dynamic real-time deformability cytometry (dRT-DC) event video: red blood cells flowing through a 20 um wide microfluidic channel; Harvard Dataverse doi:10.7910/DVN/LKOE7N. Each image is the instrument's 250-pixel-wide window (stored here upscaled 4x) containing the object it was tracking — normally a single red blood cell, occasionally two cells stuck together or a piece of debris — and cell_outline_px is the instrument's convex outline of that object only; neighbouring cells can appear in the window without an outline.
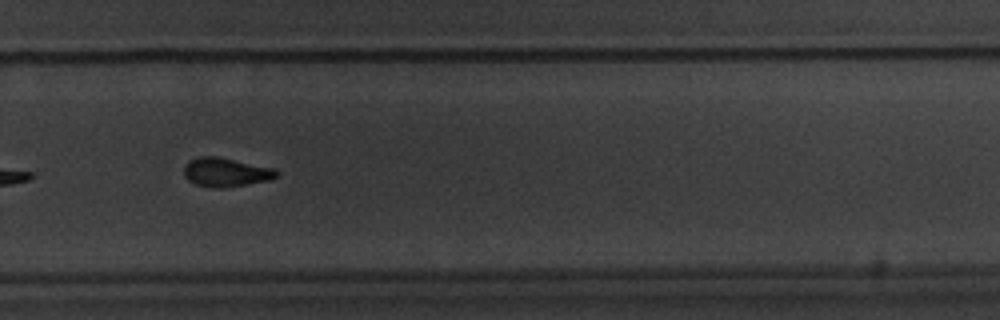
{"species": "common noctule bat (a hibernating species)", "species_latin": "Nyctalus noctula", "temperature_condition": "warm", "stored_images_in_passage": 13, "camera_frame_rate_fps": 3000, "um_per_image_px": 0.085, "animal": {"sex": "male", "body_mass_g": 20.1, "forearm_length_mm": 53.5}, "frame": {"image": 1, "passage_image": 11, "time_ms": 12.667, "image_size_px": [1000, 320], "cell_outline_px": [[280, 172], [276, 176], [268, 180], [224, 188], [212, 188], [196, 184], [188, 180], [184, 176], [184, 164], [188, 160], [200, 156], [216, 156], [276, 168]], "centroid_in_image_um": [19.18, 14.63], "position_along_channel_um": 310.6, "area_um2": 15.72}, "authors_computed_cell_mechanics": {"area_um2": 16.1262, "velocity_mm_per_s": 3.391, "shape_relaxation_time_tau1_ms": 2.8279, "shape_relaxation_time_tau2_ms": 2.2888, "deformation_change_tau1": 0.0931, "deformation_change_tau2": 0.0597}}